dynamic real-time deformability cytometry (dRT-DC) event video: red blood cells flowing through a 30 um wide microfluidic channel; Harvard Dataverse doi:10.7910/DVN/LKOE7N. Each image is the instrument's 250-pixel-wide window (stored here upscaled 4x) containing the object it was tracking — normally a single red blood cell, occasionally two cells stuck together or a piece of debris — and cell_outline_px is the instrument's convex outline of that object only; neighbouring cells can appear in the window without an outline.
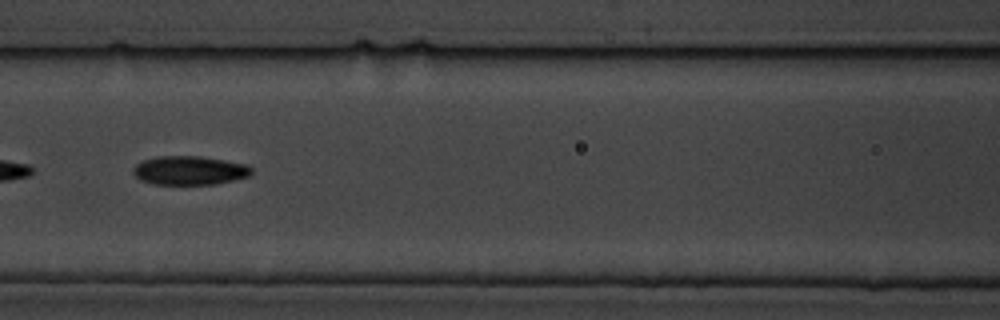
{"species": "common noctule bat (a hibernating species)", "species_latin": "Nyctalus noctula", "temperature_condition": "cold", "stored_images_in_passage": 19, "camera_frame_rate_fps": 3000, "um_per_image_px": 0.085, "animal": {"sex": "male", "body_mass_g": 19.5, "forearm_length_mm": 54.6}, "frame": {"image": 1, "passage_image": 11, "time_ms": 3.333, "image_size_px": [1000, 320], "cell_outline_px": [[252, 172], [248, 176], [216, 184], [152, 184], [140, 180], [132, 172], [132, 168], [136, 164], [144, 160], [156, 156], [200, 156], [248, 164], [252, 168]], "centroid_in_image_um": [16.09, 14.48], "position_along_channel_um": 150.5, "area_um2": 19.94}}
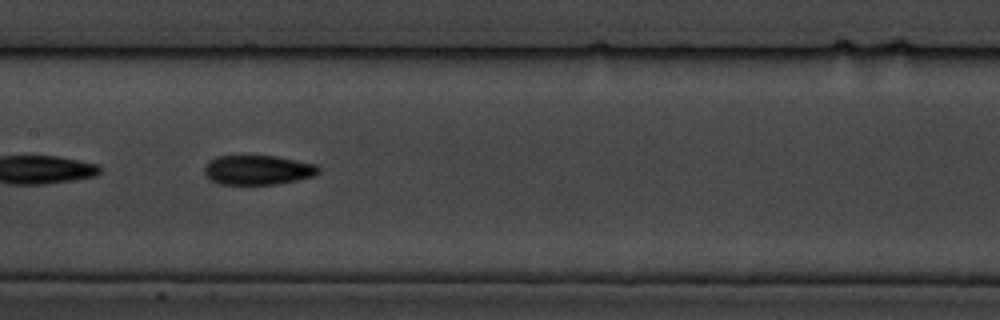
{"frame": {"image": 2, "passage_image": 14, "time_ms": 4.333, "image_size_px": [1000, 320], "cell_outline_px": [[320, 172], [316, 176], [276, 184], [220, 184], [212, 180], [204, 172], [204, 168], [216, 156], [276, 156], [316, 164], [320, 168]], "centroid_in_image_um": [21.97, 14.45], "position_along_channel_um": 185.4, "area_um2": 19.48}}